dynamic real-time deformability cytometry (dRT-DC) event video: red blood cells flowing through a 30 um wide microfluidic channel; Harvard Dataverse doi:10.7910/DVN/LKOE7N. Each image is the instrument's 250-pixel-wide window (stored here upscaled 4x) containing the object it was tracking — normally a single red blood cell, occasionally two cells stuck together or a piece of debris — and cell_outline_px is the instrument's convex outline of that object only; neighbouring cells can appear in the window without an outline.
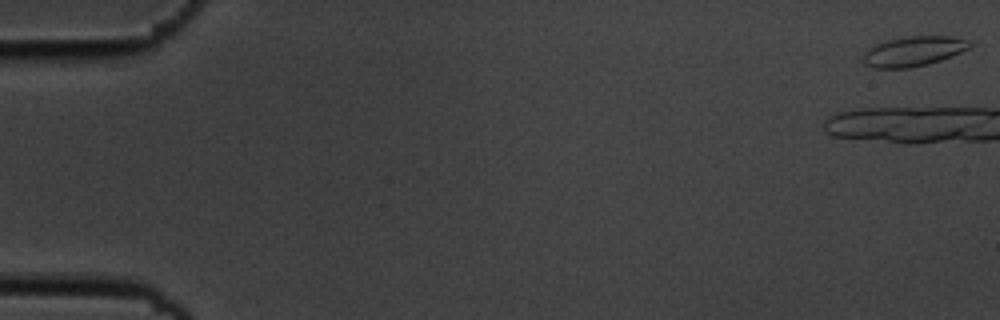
{"species": "common noctule bat (a hibernating species)", "species_latin": "Nyctalus noctula", "temperature_condition": "cold", "stored_images_in_passage": 11, "camera_frame_rate_fps": 3000, "um_per_image_px": 0.085, "animal": {"sex": "male", "body_mass_g": 19.5, "forearm_length_mm": 54.6}, "frame": {"image": 1, "passage_image": 1, "time_ms": 0.0, "image_size_px": [1000, 320], "cell_outline_px": [[972, 44], [968, 48], [952, 56], [928, 64], [908, 68], [872, 68], [864, 64], [864, 52], [868, 48], [876, 44], [888, 40], [908, 36], [948, 36], [968, 40]], "centroid_in_image_um": [77.62, 4.36], "position_along_channel_um": 7.4, "area_um2": 18.44}}